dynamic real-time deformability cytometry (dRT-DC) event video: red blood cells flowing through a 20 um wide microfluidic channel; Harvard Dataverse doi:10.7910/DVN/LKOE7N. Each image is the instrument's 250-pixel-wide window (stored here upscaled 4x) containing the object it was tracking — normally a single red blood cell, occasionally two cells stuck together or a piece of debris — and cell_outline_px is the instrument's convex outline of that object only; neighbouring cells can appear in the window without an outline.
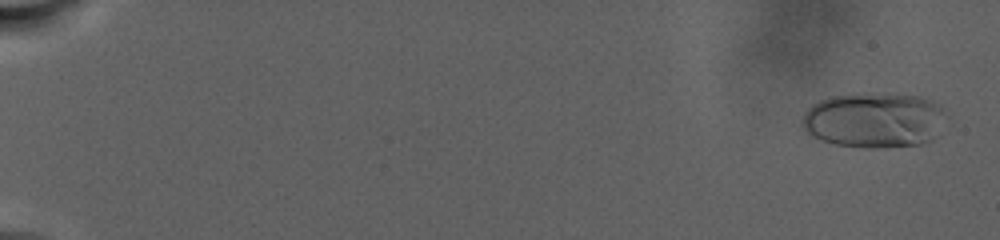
{"species": "human", "species_latin": "Homo sapiens", "temperature_condition": "warm", "stored_images_in_passage": 69, "camera_frame_rate_fps": 3000, "um_per_image_px": 0.085, "donor": {"sex": "male"}, "frame": {"image": 1, "passage_image": 2, "time_ms": 0.333, "image_size_px": [1000, 240], "cell_outline_px": [[948, 116], [932, 140], [920, 144], [884, 148], [860, 148], [836, 144], [820, 140], [812, 136], [800, 124], [800, 120], [804, 112], [812, 104], [820, 100], [832, 96], [920, 96], [932, 100], [940, 104], [944, 108]], "centroid_in_image_um": [74.32, 10.26], "position_along_channel_um": 10.7, "area_um2": 46.01}}
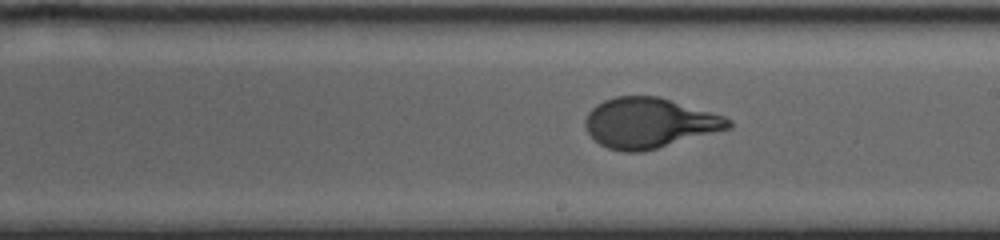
{"frame": {"image": 2, "passage_image": 43, "time_ms": 18.0, "image_size_px": [1000, 240], "cell_outline_px": [[732, 128], [644, 152], [624, 152], [608, 148], [600, 144], [588, 132], [584, 124], [584, 120], [588, 112], [596, 104], [604, 100], [616, 96], [660, 96], [724, 116], [732, 120]], "centroid_in_image_um": [55.2, 10.45], "position_along_channel_um": 233.8, "area_um2": 42.08}}
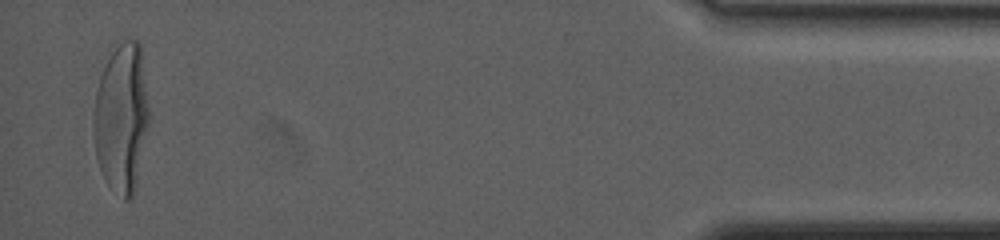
{"frame": {"image": 3, "passage_image": 69, "time_ms": 28.667, "image_size_px": [1000, 240], "cell_outline_px": [[148, 128], [136, 184], [132, 196], [128, 200], [124, 200], [108, 188], [104, 180], [96, 156], [92, 132], [92, 112], [96, 92], [100, 76], [112, 44], [124, 40], [136, 40], [140, 44], [148, 108]], "centroid_in_image_um": [10.28, 10.01], "position_along_channel_um": 424.9, "area_um2": 48.84}, "authors_computed_cell_mechanics": {"area_um2": 41.8472, "velocity_mm_per_s": 2.4195, "shape_relaxation_time_tau1_ms": 7.2623, "shape_relaxation_time_tau2_ms": null, "deformation_change_tau1": 0.2541, "deformation_change_tau2": null}}